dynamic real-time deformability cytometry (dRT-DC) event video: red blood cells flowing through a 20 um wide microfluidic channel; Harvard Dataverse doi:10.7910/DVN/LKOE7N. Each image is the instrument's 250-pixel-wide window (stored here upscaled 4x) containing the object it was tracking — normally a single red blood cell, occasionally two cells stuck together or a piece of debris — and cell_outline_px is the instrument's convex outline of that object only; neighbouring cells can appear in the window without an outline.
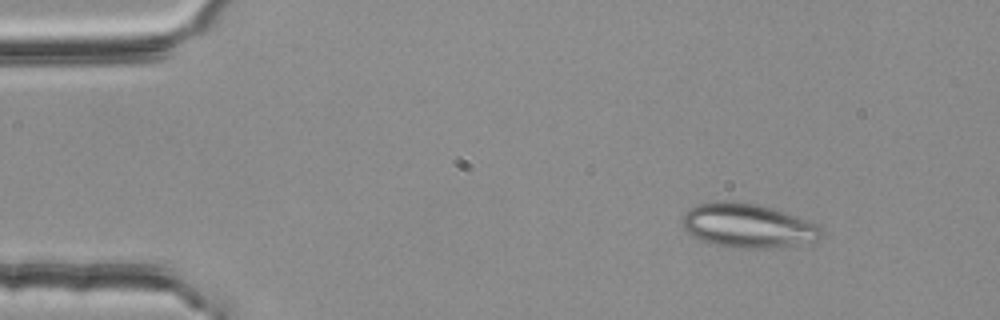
{"species": "common noctule bat (a hibernating species)", "species_latin": "Nyctalus noctula", "temperature_condition": "room temperature", "stored_images_in_passage": 4, "camera_frame_rate_fps": 3000, "um_per_image_px": 0.085, "animal": {"sex": "female", "body_mass_g": 25.1}, "frame": {"image": 1, "passage_image": 1, "time_ms": 0.0, "image_size_px": [1000, 320], "cell_outline_px": [[824, 232], [816, 240], [768, 248], [736, 248], [716, 244], [700, 240], [692, 236], [680, 224], [680, 220], [684, 212], [696, 204], [724, 200], [736, 200], [756, 204], [772, 208], [812, 220]], "centroid_in_image_um": [63.51, 19.15], "position_along_channel_um": 21.5, "area_um2": 35.89}}